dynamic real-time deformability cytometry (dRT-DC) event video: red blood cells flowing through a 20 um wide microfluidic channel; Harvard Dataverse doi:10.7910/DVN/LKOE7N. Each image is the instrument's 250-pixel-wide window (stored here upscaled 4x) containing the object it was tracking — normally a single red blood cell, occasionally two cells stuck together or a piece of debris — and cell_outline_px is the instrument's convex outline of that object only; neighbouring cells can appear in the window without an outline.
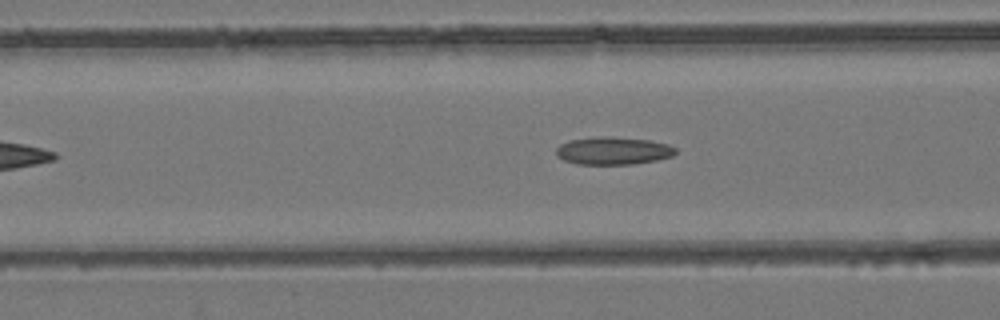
{"species": "common noctule bat (a hibernating species)", "species_latin": "Nyctalus noctula", "temperature_condition": "room temperature", "stored_images_in_passage": 35, "camera_frame_rate_fps": 3000, "um_per_image_px": 0.085, "animal": {"sex": "female", "body_mass_g": 24.6, "forearm_length_mm": 56.2}, "frame": {"image": 1, "passage_image": 13, "time_ms": 4.0, "image_size_px": [1000, 320], "cell_outline_px": [[676, 152], [672, 156], [656, 160], [632, 164], [576, 164], [564, 160], [556, 156], [556, 148], [560, 144], [568, 140], [604, 136], [612, 136], [652, 140], [668, 144], [676, 148]], "centroid_in_image_um": [52.11, 12.8], "position_along_channel_um": 114.5, "area_um2": 19.42}}
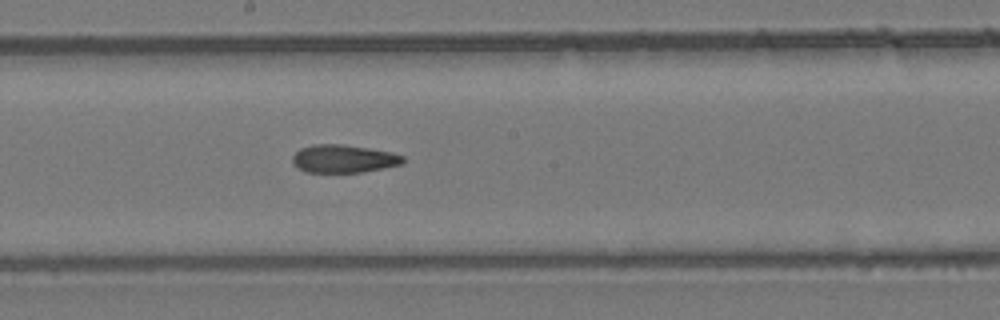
{"frame": {"image": 2, "passage_image": 21, "time_ms": 6.667, "image_size_px": [1000, 320], "cell_outline_px": [[404, 164], [360, 172], [308, 172], [300, 168], [292, 160], [292, 156], [300, 148], [312, 144], [340, 144], [368, 148], [392, 152], [404, 156]], "centroid_in_image_um": [29.23, 13.48], "position_along_channel_um": 219.0, "area_um2": 17.86}}
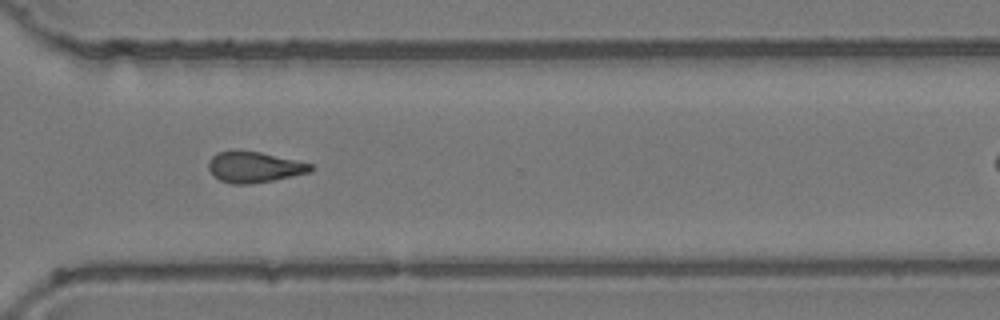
{"frame": {"image": 3, "passage_image": 31, "time_ms": 10.0, "image_size_px": [1000, 320], "cell_outline_px": [[312, 172], [272, 180], [248, 184], [232, 184], [220, 180], [208, 168], [208, 160], [216, 152], [260, 152], [296, 160], [312, 164]], "centroid_in_image_um": [21.62, 14.21], "position_along_channel_um": 349.0, "area_um2": 17.92}}